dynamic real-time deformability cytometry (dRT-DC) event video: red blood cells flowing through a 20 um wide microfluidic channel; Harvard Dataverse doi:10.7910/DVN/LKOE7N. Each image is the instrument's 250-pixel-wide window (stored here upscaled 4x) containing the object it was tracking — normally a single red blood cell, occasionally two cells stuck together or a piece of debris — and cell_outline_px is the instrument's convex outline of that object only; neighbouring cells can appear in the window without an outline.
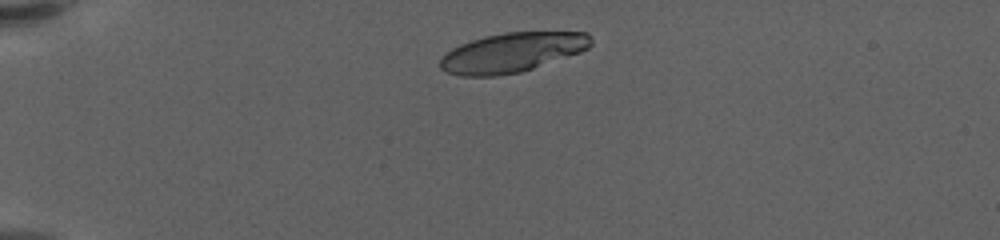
{"species": "human", "species_latin": "Homo sapiens", "temperature_condition": "warm", "stored_images_in_passage": 39, "camera_frame_rate_fps": 3000, "um_per_image_px": 0.085, "donor": {"sex": "female"}, "frame": {"image": 1, "passage_image": 1, "time_ms": 0.0, "image_size_px": [1000, 240], "cell_outline_px": [[592, 44], [588, 48], [580, 52], [520, 72], [496, 76], [460, 76], [448, 72], [440, 68], [440, 60], [452, 48], [460, 44], [484, 36], [504, 32], [588, 32], [592, 40]], "centroid_in_image_um": [43.53, 4.45], "position_along_channel_um": 41.5, "area_um2": 34.51}}
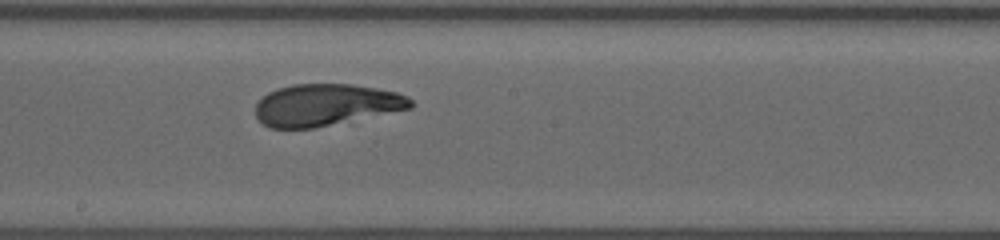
{"frame": {"image": 2, "passage_image": 21, "time_ms": 6.667, "image_size_px": [1000, 240], "cell_outline_px": [[412, 108], [312, 128], [268, 128], [256, 116], [256, 104], [268, 92], [292, 84], [352, 84], [376, 88], [396, 92], [408, 96], [412, 100]], "centroid_in_image_um": [27.7, 8.91], "position_along_channel_um": 220.5, "area_um2": 37.45}}
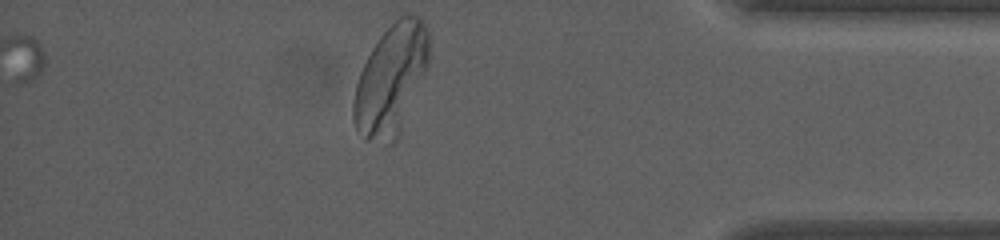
{"frame": {"image": 3, "passage_image": 39, "time_ms": 12.667, "image_size_px": [1000, 240], "cell_outline_px": [[428, 64], [400, 132], [396, 140], [392, 144], [364, 140], [356, 128], [352, 116], [352, 104], [356, 84], [360, 72], [372, 48], [380, 36], [404, 12], [408, 12], [420, 16], [424, 20], [428, 32]], "centroid_in_image_um": [33.23, 6.76], "position_along_channel_um": 402.0, "area_um2": 48.26}, "authors_computed_cell_mechanics": {"area_um2": 37.9168, "velocity_mm_per_s": 3.4805, "shape_relaxation_time_tau1_ms": 4.4408, "shape_relaxation_time_tau2_ms": 2.7946, "deformation_change_tau1": 0.1844, "deformation_change_tau2": 0.0937}}